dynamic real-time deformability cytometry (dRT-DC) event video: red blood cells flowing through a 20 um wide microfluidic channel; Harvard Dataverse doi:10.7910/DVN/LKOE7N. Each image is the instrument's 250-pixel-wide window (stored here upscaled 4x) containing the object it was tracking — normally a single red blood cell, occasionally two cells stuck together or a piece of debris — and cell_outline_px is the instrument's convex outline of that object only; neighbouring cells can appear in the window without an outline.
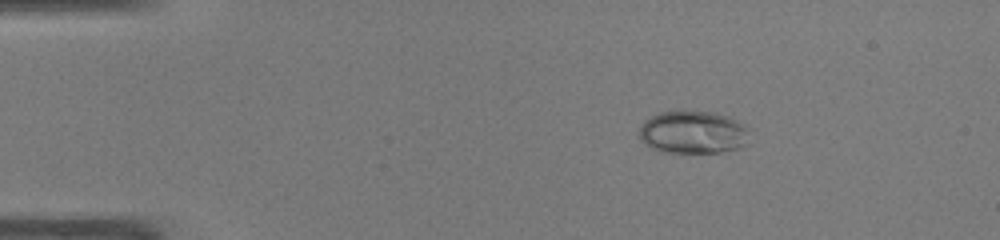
{"species": "common noctule bat (a hibernating species)", "species_latin": "Nyctalus noctula", "temperature_condition": "warm", "stored_images_in_passage": 42, "camera_frame_rate_fps": 3000, "um_per_image_px": 0.085, "animal": {"sex": "male", "body_mass_g": 19.0, "forearm_length_mm": 50.8}, "frame": {"image": 1, "passage_image": 2, "time_ms": 0.333, "image_size_px": [1000, 240], "cell_outline_px": [[748, 128], [744, 144], [736, 148], [720, 152], [660, 152], [644, 144], [640, 140], [640, 128], [644, 120], [660, 112], [680, 108], [688, 108], [716, 112], [728, 116], [736, 120]], "centroid_in_image_um": [58.84, 11.19], "position_along_channel_um": 26.2, "area_um2": 27.98}}
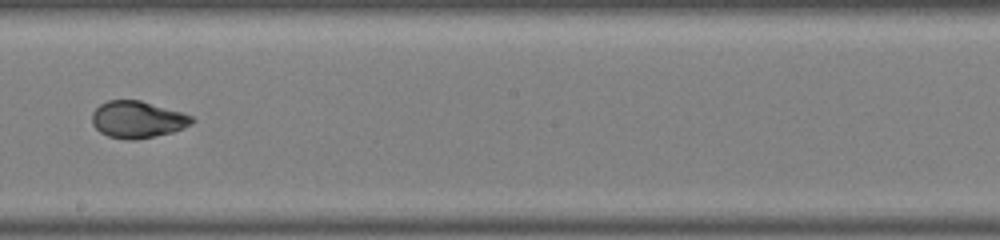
{"frame": {"image": 2, "passage_image": 22, "time_ms": 7.0, "image_size_px": [1000, 240], "cell_outline_px": [[196, 120], [192, 124], [172, 132], [136, 140], [128, 140], [108, 136], [100, 132], [92, 124], [92, 112], [100, 104], [108, 100], [140, 100], [180, 112], [192, 116]], "centroid_in_image_um": [11.67, 10.16], "position_along_channel_um": 236.5, "area_um2": 21.39}}
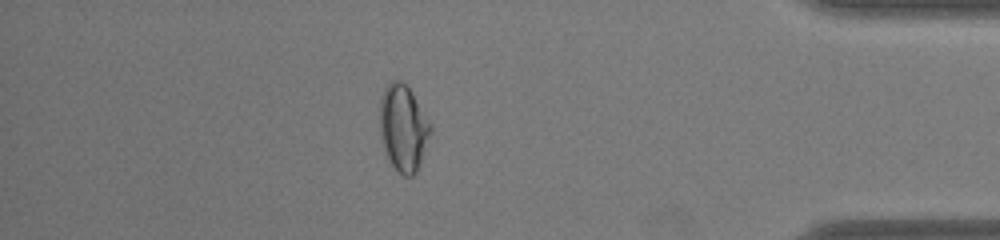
{"frame": {"image": 3, "passage_image": 36, "time_ms": 11.667, "image_size_px": [1000, 240], "cell_outline_px": [[432, 132], [416, 172], [412, 176], [404, 176], [388, 160], [384, 152], [380, 136], [380, 96], [384, 88], [392, 80], [400, 80], [408, 88], [432, 124]], "centroid_in_image_um": [34.26, 10.87], "position_along_channel_um": 400.9, "area_um2": 25.49}, "authors_computed_cell_mechanics": {"area_um2": 22.8599, "velocity_mm_per_s": 4.2524, "shape_relaxation_time_tau1_ms": 6.7473, "shape_relaxation_time_tau2_ms": null, "deformation_change_tau1": 0.247, "deformation_change_tau2": null}}